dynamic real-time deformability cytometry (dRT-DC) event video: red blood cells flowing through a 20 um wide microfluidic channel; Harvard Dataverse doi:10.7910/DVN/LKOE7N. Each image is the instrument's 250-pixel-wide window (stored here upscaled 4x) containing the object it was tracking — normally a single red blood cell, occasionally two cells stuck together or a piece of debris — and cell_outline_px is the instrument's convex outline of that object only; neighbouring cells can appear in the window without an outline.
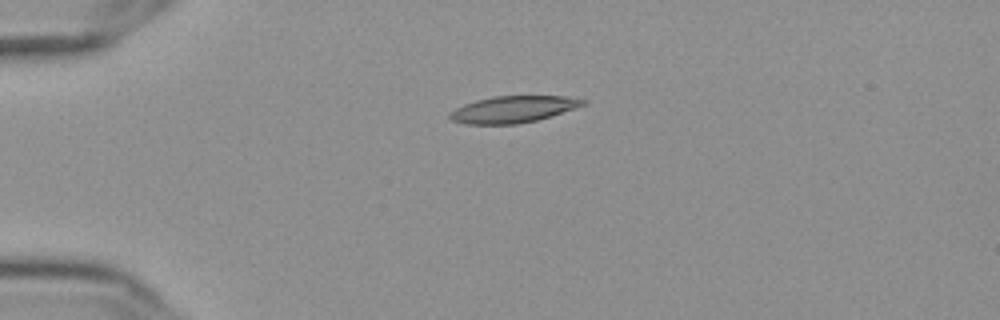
{"species": "Egyptian fruit bat (a non-hibernating species)", "species_latin": "Rousettus aegyptiacus", "temperature_condition": "cold", "stored_images_in_passage": 43, "camera_frame_rate_fps": 3000, "um_per_image_px": 0.085, "frame": {"image": 1, "passage_image": 1, "time_ms": 0.0, "image_size_px": [1000, 320], "cell_outline_px": [[588, 104], [536, 120], [516, 124], [464, 124], [452, 120], [448, 116], [448, 112], [464, 104], [476, 100], [492, 96], [564, 96], [588, 100]], "centroid_in_image_um": [43.6, 9.28], "position_along_channel_um": 41.4, "area_um2": 20.69}}
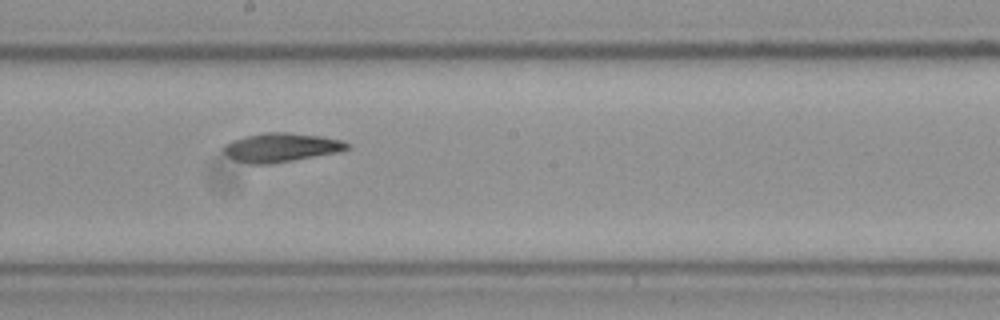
{"frame": {"image": 2, "passage_image": 19, "time_ms": 6.0, "image_size_px": [1000, 320], "cell_outline_px": [[352, 148], [340, 152], [272, 164], [248, 164], [236, 160], [228, 156], [224, 152], [224, 144], [232, 140], [244, 136], [264, 132], [288, 132], [320, 136], [340, 140], [352, 144]], "centroid_in_image_um": [23.93, 12.53], "position_along_channel_um": 224.3, "area_um2": 21.04}}
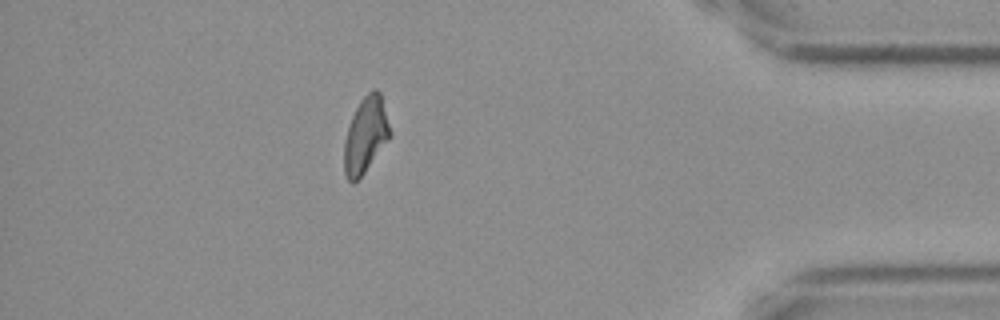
{"frame": {"image": 3, "passage_image": 37, "time_ms": 12.0, "image_size_px": [1000, 320], "cell_outline_px": [[392, 136], [364, 172], [352, 184], [348, 180], [344, 172], [344, 140], [352, 116], [360, 100], [372, 88], [376, 88], [380, 92], [392, 132]], "centroid_in_image_um": [31.09, 11.46], "position_along_channel_um": 404.1, "area_um2": 20.29}, "authors_computed_cell_mechanics": {"area_um2": 20.7502, "velocity_mm_per_s": 3.616, "shape_relaxation_time_tau1_ms": 7.9861, "shape_relaxation_time_tau2_ms": 5.3396, "deformation_change_tau1": 0.1945, "deformation_change_tau2": 0.1294}}